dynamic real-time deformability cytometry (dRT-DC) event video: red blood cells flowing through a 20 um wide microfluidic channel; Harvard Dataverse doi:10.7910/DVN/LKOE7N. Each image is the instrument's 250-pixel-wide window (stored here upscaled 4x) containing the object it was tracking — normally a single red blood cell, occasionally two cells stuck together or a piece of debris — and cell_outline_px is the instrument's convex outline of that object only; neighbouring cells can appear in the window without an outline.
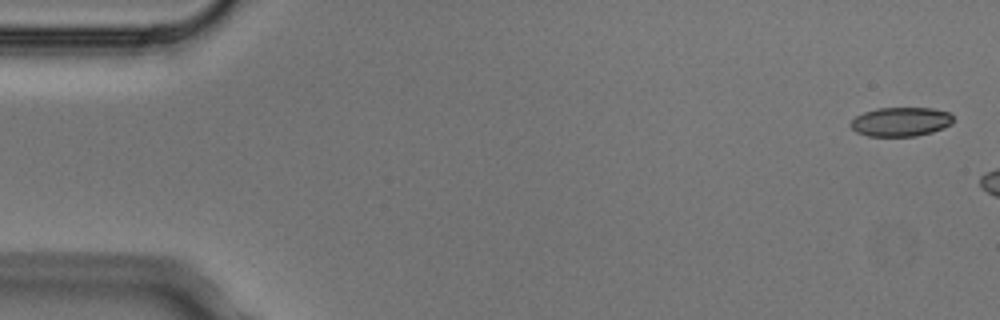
{"species": "Egyptian fruit bat (a non-hibernating species)", "species_latin": "Rousettus aegyptiacus", "temperature_condition": "cold", "stored_images_in_passage": 3, "camera_frame_rate_fps": 3000, "um_per_image_px": 0.085, "animal": {"sex": "male"}, "frame": {"image": 1, "passage_image": 1, "time_ms": 0.0, "image_size_px": [1000, 320], "cell_outline_px": [[956, 120], [952, 124], [944, 128], [932, 132], [916, 136], [868, 136], [856, 132], [848, 124], [856, 116], [864, 112], [876, 108], [932, 108], [948, 112]], "centroid_in_image_um": [76.58, 10.35], "position_along_channel_um": 8.4, "area_um2": 17.57}}